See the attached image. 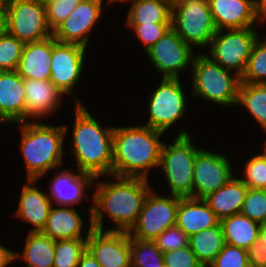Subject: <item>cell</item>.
<instances>
[{
    "label": "cell",
    "instance_id": "cell-50",
    "mask_svg": "<svg viewBox=\"0 0 266 267\" xmlns=\"http://www.w3.org/2000/svg\"><path fill=\"white\" fill-rule=\"evenodd\" d=\"M265 146L263 147L264 151L262 152L263 156L266 158V141H265Z\"/></svg>",
    "mask_w": 266,
    "mask_h": 267
},
{
    "label": "cell",
    "instance_id": "cell-18",
    "mask_svg": "<svg viewBox=\"0 0 266 267\" xmlns=\"http://www.w3.org/2000/svg\"><path fill=\"white\" fill-rule=\"evenodd\" d=\"M25 122L30 118L40 119L58 109L64 95L50 79H24Z\"/></svg>",
    "mask_w": 266,
    "mask_h": 267
},
{
    "label": "cell",
    "instance_id": "cell-43",
    "mask_svg": "<svg viewBox=\"0 0 266 267\" xmlns=\"http://www.w3.org/2000/svg\"><path fill=\"white\" fill-rule=\"evenodd\" d=\"M15 251L0 244V267H6L15 260Z\"/></svg>",
    "mask_w": 266,
    "mask_h": 267
},
{
    "label": "cell",
    "instance_id": "cell-32",
    "mask_svg": "<svg viewBox=\"0 0 266 267\" xmlns=\"http://www.w3.org/2000/svg\"><path fill=\"white\" fill-rule=\"evenodd\" d=\"M257 37L240 82L266 84V37Z\"/></svg>",
    "mask_w": 266,
    "mask_h": 267
},
{
    "label": "cell",
    "instance_id": "cell-39",
    "mask_svg": "<svg viewBox=\"0 0 266 267\" xmlns=\"http://www.w3.org/2000/svg\"><path fill=\"white\" fill-rule=\"evenodd\" d=\"M208 267H249L248 250L225 244Z\"/></svg>",
    "mask_w": 266,
    "mask_h": 267
},
{
    "label": "cell",
    "instance_id": "cell-8",
    "mask_svg": "<svg viewBox=\"0 0 266 267\" xmlns=\"http://www.w3.org/2000/svg\"><path fill=\"white\" fill-rule=\"evenodd\" d=\"M257 37L255 27L217 30L210 43V58L241 78Z\"/></svg>",
    "mask_w": 266,
    "mask_h": 267
},
{
    "label": "cell",
    "instance_id": "cell-10",
    "mask_svg": "<svg viewBox=\"0 0 266 267\" xmlns=\"http://www.w3.org/2000/svg\"><path fill=\"white\" fill-rule=\"evenodd\" d=\"M178 204V196H158L151 189L137 222L128 232L130 237L154 241L167 228L176 225Z\"/></svg>",
    "mask_w": 266,
    "mask_h": 267
},
{
    "label": "cell",
    "instance_id": "cell-47",
    "mask_svg": "<svg viewBox=\"0 0 266 267\" xmlns=\"http://www.w3.org/2000/svg\"><path fill=\"white\" fill-rule=\"evenodd\" d=\"M259 8L266 14V0H256Z\"/></svg>",
    "mask_w": 266,
    "mask_h": 267
},
{
    "label": "cell",
    "instance_id": "cell-37",
    "mask_svg": "<svg viewBox=\"0 0 266 267\" xmlns=\"http://www.w3.org/2000/svg\"><path fill=\"white\" fill-rule=\"evenodd\" d=\"M82 0H50L46 5V20L53 31L77 7Z\"/></svg>",
    "mask_w": 266,
    "mask_h": 267
},
{
    "label": "cell",
    "instance_id": "cell-24",
    "mask_svg": "<svg viewBox=\"0 0 266 267\" xmlns=\"http://www.w3.org/2000/svg\"><path fill=\"white\" fill-rule=\"evenodd\" d=\"M220 220L203 199L179 197L176 225L188 236L216 226Z\"/></svg>",
    "mask_w": 266,
    "mask_h": 267
},
{
    "label": "cell",
    "instance_id": "cell-33",
    "mask_svg": "<svg viewBox=\"0 0 266 267\" xmlns=\"http://www.w3.org/2000/svg\"><path fill=\"white\" fill-rule=\"evenodd\" d=\"M86 240H56L53 267H77L81 255L86 251Z\"/></svg>",
    "mask_w": 266,
    "mask_h": 267
},
{
    "label": "cell",
    "instance_id": "cell-19",
    "mask_svg": "<svg viewBox=\"0 0 266 267\" xmlns=\"http://www.w3.org/2000/svg\"><path fill=\"white\" fill-rule=\"evenodd\" d=\"M0 122H25L24 78L17 71H0Z\"/></svg>",
    "mask_w": 266,
    "mask_h": 267
},
{
    "label": "cell",
    "instance_id": "cell-20",
    "mask_svg": "<svg viewBox=\"0 0 266 267\" xmlns=\"http://www.w3.org/2000/svg\"><path fill=\"white\" fill-rule=\"evenodd\" d=\"M77 173L65 169L51 180L48 196L52 204L54 202L59 206L73 207L72 205H79L84 196L88 195L84 192L85 188L93 186L92 183L96 179L92 175L79 170H77Z\"/></svg>",
    "mask_w": 266,
    "mask_h": 267
},
{
    "label": "cell",
    "instance_id": "cell-22",
    "mask_svg": "<svg viewBox=\"0 0 266 267\" xmlns=\"http://www.w3.org/2000/svg\"><path fill=\"white\" fill-rule=\"evenodd\" d=\"M37 181L28 179V183L22 187L19 207L15 213L22 220L32 224L31 232H42L46 226L50 209L53 206L48 194L34 187Z\"/></svg>",
    "mask_w": 266,
    "mask_h": 267
},
{
    "label": "cell",
    "instance_id": "cell-14",
    "mask_svg": "<svg viewBox=\"0 0 266 267\" xmlns=\"http://www.w3.org/2000/svg\"><path fill=\"white\" fill-rule=\"evenodd\" d=\"M86 49L78 44L57 42L52 36L50 81L65 95L73 92L81 77Z\"/></svg>",
    "mask_w": 266,
    "mask_h": 267
},
{
    "label": "cell",
    "instance_id": "cell-15",
    "mask_svg": "<svg viewBox=\"0 0 266 267\" xmlns=\"http://www.w3.org/2000/svg\"><path fill=\"white\" fill-rule=\"evenodd\" d=\"M86 250L101 267H131L128 232L93 228L87 236Z\"/></svg>",
    "mask_w": 266,
    "mask_h": 267
},
{
    "label": "cell",
    "instance_id": "cell-16",
    "mask_svg": "<svg viewBox=\"0 0 266 267\" xmlns=\"http://www.w3.org/2000/svg\"><path fill=\"white\" fill-rule=\"evenodd\" d=\"M103 0H82L72 13L53 31V38L60 43L87 47L89 33L102 14Z\"/></svg>",
    "mask_w": 266,
    "mask_h": 267
},
{
    "label": "cell",
    "instance_id": "cell-34",
    "mask_svg": "<svg viewBox=\"0 0 266 267\" xmlns=\"http://www.w3.org/2000/svg\"><path fill=\"white\" fill-rule=\"evenodd\" d=\"M24 44L5 30L0 32V71L17 70Z\"/></svg>",
    "mask_w": 266,
    "mask_h": 267
},
{
    "label": "cell",
    "instance_id": "cell-7",
    "mask_svg": "<svg viewBox=\"0 0 266 267\" xmlns=\"http://www.w3.org/2000/svg\"><path fill=\"white\" fill-rule=\"evenodd\" d=\"M171 28L192 47L210 46L217 28L208 0H172Z\"/></svg>",
    "mask_w": 266,
    "mask_h": 267
},
{
    "label": "cell",
    "instance_id": "cell-41",
    "mask_svg": "<svg viewBox=\"0 0 266 267\" xmlns=\"http://www.w3.org/2000/svg\"><path fill=\"white\" fill-rule=\"evenodd\" d=\"M165 267H203L189 245L163 253Z\"/></svg>",
    "mask_w": 266,
    "mask_h": 267
},
{
    "label": "cell",
    "instance_id": "cell-2",
    "mask_svg": "<svg viewBox=\"0 0 266 267\" xmlns=\"http://www.w3.org/2000/svg\"><path fill=\"white\" fill-rule=\"evenodd\" d=\"M75 102L71 153L78 170L96 180L104 175L112 176L114 126L104 129L83 103L76 98Z\"/></svg>",
    "mask_w": 266,
    "mask_h": 267
},
{
    "label": "cell",
    "instance_id": "cell-6",
    "mask_svg": "<svg viewBox=\"0 0 266 267\" xmlns=\"http://www.w3.org/2000/svg\"><path fill=\"white\" fill-rule=\"evenodd\" d=\"M189 133L181 131L171 145L162 144L159 167L162 168L170 195L193 198V172L197 153Z\"/></svg>",
    "mask_w": 266,
    "mask_h": 267
},
{
    "label": "cell",
    "instance_id": "cell-35",
    "mask_svg": "<svg viewBox=\"0 0 266 267\" xmlns=\"http://www.w3.org/2000/svg\"><path fill=\"white\" fill-rule=\"evenodd\" d=\"M241 213L257 223H266V190L248 188Z\"/></svg>",
    "mask_w": 266,
    "mask_h": 267
},
{
    "label": "cell",
    "instance_id": "cell-29",
    "mask_svg": "<svg viewBox=\"0 0 266 267\" xmlns=\"http://www.w3.org/2000/svg\"><path fill=\"white\" fill-rule=\"evenodd\" d=\"M172 0H133L126 24L171 23Z\"/></svg>",
    "mask_w": 266,
    "mask_h": 267
},
{
    "label": "cell",
    "instance_id": "cell-17",
    "mask_svg": "<svg viewBox=\"0 0 266 267\" xmlns=\"http://www.w3.org/2000/svg\"><path fill=\"white\" fill-rule=\"evenodd\" d=\"M208 3L217 30L244 29L254 27L255 21H266V14L256 0H208Z\"/></svg>",
    "mask_w": 266,
    "mask_h": 267
},
{
    "label": "cell",
    "instance_id": "cell-3",
    "mask_svg": "<svg viewBox=\"0 0 266 267\" xmlns=\"http://www.w3.org/2000/svg\"><path fill=\"white\" fill-rule=\"evenodd\" d=\"M164 132L146 125L114 127L112 176L148 178L158 168Z\"/></svg>",
    "mask_w": 266,
    "mask_h": 267
},
{
    "label": "cell",
    "instance_id": "cell-11",
    "mask_svg": "<svg viewBox=\"0 0 266 267\" xmlns=\"http://www.w3.org/2000/svg\"><path fill=\"white\" fill-rule=\"evenodd\" d=\"M149 99V120L146 126L155 130L166 132L186 112V95L179 78H162Z\"/></svg>",
    "mask_w": 266,
    "mask_h": 267
},
{
    "label": "cell",
    "instance_id": "cell-44",
    "mask_svg": "<svg viewBox=\"0 0 266 267\" xmlns=\"http://www.w3.org/2000/svg\"><path fill=\"white\" fill-rule=\"evenodd\" d=\"M77 267H101L96 259L86 250L80 257Z\"/></svg>",
    "mask_w": 266,
    "mask_h": 267
},
{
    "label": "cell",
    "instance_id": "cell-40",
    "mask_svg": "<svg viewBox=\"0 0 266 267\" xmlns=\"http://www.w3.org/2000/svg\"><path fill=\"white\" fill-rule=\"evenodd\" d=\"M189 237L177 226H171L161 233L154 241L163 252L188 246Z\"/></svg>",
    "mask_w": 266,
    "mask_h": 267
},
{
    "label": "cell",
    "instance_id": "cell-30",
    "mask_svg": "<svg viewBox=\"0 0 266 267\" xmlns=\"http://www.w3.org/2000/svg\"><path fill=\"white\" fill-rule=\"evenodd\" d=\"M237 105L245 107L266 131V84L240 82Z\"/></svg>",
    "mask_w": 266,
    "mask_h": 267
},
{
    "label": "cell",
    "instance_id": "cell-49",
    "mask_svg": "<svg viewBox=\"0 0 266 267\" xmlns=\"http://www.w3.org/2000/svg\"><path fill=\"white\" fill-rule=\"evenodd\" d=\"M107 1H108L109 3L114 4L115 2H119V1H120V2H122V1H123V2H125V1H126V2L128 1V2H129L130 0H107ZM132 1H133V0H131V2H132Z\"/></svg>",
    "mask_w": 266,
    "mask_h": 267
},
{
    "label": "cell",
    "instance_id": "cell-31",
    "mask_svg": "<svg viewBox=\"0 0 266 267\" xmlns=\"http://www.w3.org/2000/svg\"><path fill=\"white\" fill-rule=\"evenodd\" d=\"M131 267H165L163 252L155 241L130 237Z\"/></svg>",
    "mask_w": 266,
    "mask_h": 267
},
{
    "label": "cell",
    "instance_id": "cell-46",
    "mask_svg": "<svg viewBox=\"0 0 266 267\" xmlns=\"http://www.w3.org/2000/svg\"><path fill=\"white\" fill-rule=\"evenodd\" d=\"M258 241L263 246V248L265 249V252H266V223L261 224Z\"/></svg>",
    "mask_w": 266,
    "mask_h": 267
},
{
    "label": "cell",
    "instance_id": "cell-28",
    "mask_svg": "<svg viewBox=\"0 0 266 267\" xmlns=\"http://www.w3.org/2000/svg\"><path fill=\"white\" fill-rule=\"evenodd\" d=\"M220 222L189 237L188 245L203 267H208L225 246Z\"/></svg>",
    "mask_w": 266,
    "mask_h": 267
},
{
    "label": "cell",
    "instance_id": "cell-26",
    "mask_svg": "<svg viewBox=\"0 0 266 267\" xmlns=\"http://www.w3.org/2000/svg\"><path fill=\"white\" fill-rule=\"evenodd\" d=\"M225 243L248 250L259 240L261 225L242 213L220 220Z\"/></svg>",
    "mask_w": 266,
    "mask_h": 267
},
{
    "label": "cell",
    "instance_id": "cell-48",
    "mask_svg": "<svg viewBox=\"0 0 266 267\" xmlns=\"http://www.w3.org/2000/svg\"><path fill=\"white\" fill-rule=\"evenodd\" d=\"M25 1L38 3V4H41V5L45 6L50 0H25Z\"/></svg>",
    "mask_w": 266,
    "mask_h": 267
},
{
    "label": "cell",
    "instance_id": "cell-36",
    "mask_svg": "<svg viewBox=\"0 0 266 267\" xmlns=\"http://www.w3.org/2000/svg\"><path fill=\"white\" fill-rule=\"evenodd\" d=\"M244 167V177L240 180L248 188L266 190V158L263 154L251 157Z\"/></svg>",
    "mask_w": 266,
    "mask_h": 267
},
{
    "label": "cell",
    "instance_id": "cell-9",
    "mask_svg": "<svg viewBox=\"0 0 266 267\" xmlns=\"http://www.w3.org/2000/svg\"><path fill=\"white\" fill-rule=\"evenodd\" d=\"M4 30L24 43L52 36L45 6L25 0H10L7 3Z\"/></svg>",
    "mask_w": 266,
    "mask_h": 267
},
{
    "label": "cell",
    "instance_id": "cell-1",
    "mask_svg": "<svg viewBox=\"0 0 266 267\" xmlns=\"http://www.w3.org/2000/svg\"><path fill=\"white\" fill-rule=\"evenodd\" d=\"M110 177L115 181L99 182L94 192L93 227L103 230L104 213H106L117 226L107 231L129 232L138 220L151 186L146 178Z\"/></svg>",
    "mask_w": 266,
    "mask_h": 267
},
{
    "label": "cell",
    "instance_id": "cell-51",
    "mask_svg": "<svg viewBox=\"0 0 266 267\" xmlns=\"http://www.w3.org/2000/svg\"><path fill=\"white\" fill-rule=\"evenodd\" d=\"M0 1L7 4L10 0H0Z\"/></svg>",
    "mask_w": 266,
    "mask_h": 267
},
{
    "label": "cell",
    "instance_id": "cell-4",
    "mask_svg": "<svg viewBox=\"0 0 266 267\" xmlns=\"http://www.w3.org/2000/svg\"><path fill=\"white\" fill-rule=\"evenodd\" d=\"M20 149L25 161L27 180H39L51 169L62 164L63 144L67 126H50L39 122L19 123Z\"/></svg>",
    "mask_w": 266,
    "mask_h": 267
},
{
    "label": "cell",
    "instance_id": "cell-5",
    "mask_svg": "<svg viewBox=\"0 0 266 267\" xmlns=\"http://www.w3.org/2000/svg\"><path fill=\"white\" fill-rule=\"evenodd\" d=\"M192 71L193 96H202L206 101L222 106L237 105L238 75L215 63L205 53L195 54Z\"/></svg>",
    "mask_w": 266,
    "mask_h": 267
},
{
    "label": "cell",
    "instance_id": "cell-12",
    "mask_svg": "<svg viewBox=\"0 0 266 267\" xmlns=\"http://www.w3.org/2000/svg\"><path fill=\"white\" fill-rule=\"evenodd\" d=\"M193 50L194 47L185 43L170 28L146 51V54L158 72L163 74L162 78H179L181 71L185 70L188 65L192 66L195 57Z\"/></svg>",
    "mask_w": 266,
    "mask_h": 267
},
{
    "label": "cell",
    "instance_id": "cell-25",
    "mask_svg": "<svg viewBox=\"0 0 266 267\" xmlns=\"http://www.w3.org/2000/svg\"><path fill=\"white\" fill-rule=\"evenodd\" d=\"M248 187L240 178H232L228 183L203 200L216 217L221 220L225 217L241 213Z\"/></svg>",
    "mask_w": 266,
    "mask_h": 267
},
{
    "label": "cell",
    "instance_id": "cell-38",
    "mask_svg": "<svg viewBox=\"0 0 266 267\" xmlns=\"http://www.w3.org/2000/svg\"><path fill=\"white\" fill-rule=\"evenodd\" d=\"M127 26L135 31L146 52L171 28V23L127 24Z\"/></svg>",
    "mask_w": 266,
    "mask_h": 267
},
{
    "label": "cell",
    "instance_id": "cell-13",
    "mask_svg": "<svg viewBox=\"0 0 266 267\" xmlns=\"http://www.w3.org/2000/svg\"><path fill=\"white\" fill-rule=\"evenodd\" d=\"M227 156L201 149L195 159L193 198L204 199L228 183L234 176Z\"/></svg>",
    "mask_w": 266,
    "mask_h": 267
},
{
    "label": "cell",
    "instance_id": "cell-23",
    "mask_svg": "<svg viewBox=\"0 0 266 267\" xmlns=\"http://www.w3.org/2000/svg\"><path fill=\"white\" fill-rule=\"evenodd\" d=\"M51 60L52 36L37 42H27L16 71L24 79H50Z\"/></svg>",
    "mask_w": 266,
    "mask_h": 267
},
{
    "label": "cell",
    "instance_id": "cell-45",
    "mask_svg": "<svg viewBox=\"0 0 266 267\" xmlns=\"http://www.w3.org/2000/svg\"><path fill=\"white\" fill-rule=\"evenodd\" d=\"M6 3L0 1V32L5 28Z\"/></svg>",
    "mask_w": 266,
    "mask_h": 267
},
{
    "label": "cell",
    "instance_id": "cell-21",
    "mask_svg": "<svg viewBox=\"0 0 266 267\" xmlns=\"http://www.w3.org/2000/svg\"><path fill=\"white\" fill-rule=\"evenodd\" d=\"M90 216L89 228L86 238H83L81 231L83 229V220L75 208L70 206L51 207L47 218L46 226L42 233L51 237L53 240L64 239H87V236L94 228L92 224V205L88 209Z\"/></svg>",
    "mask_w": 266,
    "mask_h": 267
},
{
    "label": "cell",
    "instance_id": "cell-27",
    "mask_svg": "<svg viewBox=\"0 0 266 267\" xmlns=\"http://www.w3.org/2000/svg\"><path fill=\"white\" fill-rule=\"evenodd\" d=\"M23 252L15 251V259L19 256L26 263L25 267H53L55 240L42 232H29ZM21 254V255H19Z\"/></svg>",
    "mask_w": 266,
    "mask_h": 267
},
{
    "label": "cell",
    "instance_id": "cell-42",
    "mask_svg": "<svg viewBox=\"0 0 266 267\" xmlns=\"http://www.w3.org/2000/svg\"><path fill=\"white\" fill-rule=\"evenodd\" d=\"M248 264L249 267H266V252L259 241L248 249Z\"/></svg>",
    "mask_w": 266,
    "mask_h": 267
}]
</instances>
